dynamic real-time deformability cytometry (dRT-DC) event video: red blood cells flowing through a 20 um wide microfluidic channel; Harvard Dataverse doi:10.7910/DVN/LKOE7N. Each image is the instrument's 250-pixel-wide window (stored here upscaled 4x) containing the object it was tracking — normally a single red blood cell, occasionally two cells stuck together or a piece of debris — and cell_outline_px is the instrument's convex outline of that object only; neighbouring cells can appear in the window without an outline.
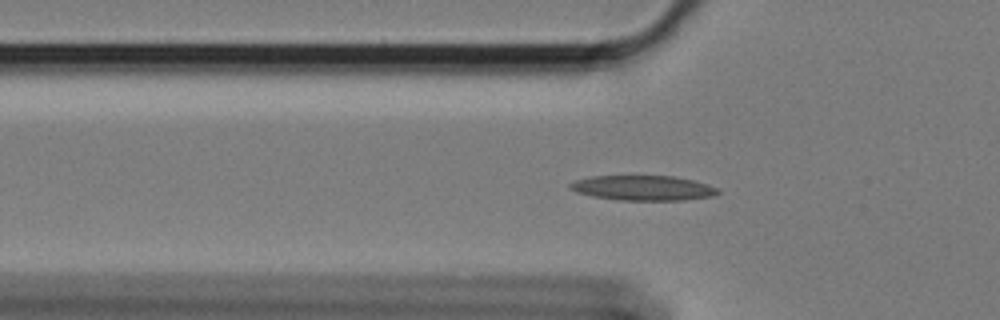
{"species": "Egyptian fruit bat (a non-hibernating species)", "species_latin": "Rousettus aegyptiacus", "temperature_condition": "cold", "stored_images_in_passage": 56, "camera_frame_rate_fps": 3000, "um_per_image_px": 0.085, "animal": {"sex": "female"}, "frame": {"image": 1, "passage_image": 15, "time_ms": 4.667, "image_size_px": [1000, 320], "cell_outline_px": [[720, 192], [712, 196], [684, 200], [616, 200], [592, 196], [576, 192], [568, 188], [568, 184], [576, 180], [592, 176], [676, 176], [708, 184], [716, 188]], "centroid_in_image_um": [54.63, 15.98], "position_along_channel_um": 71.2, "area_um2": 21.5}}
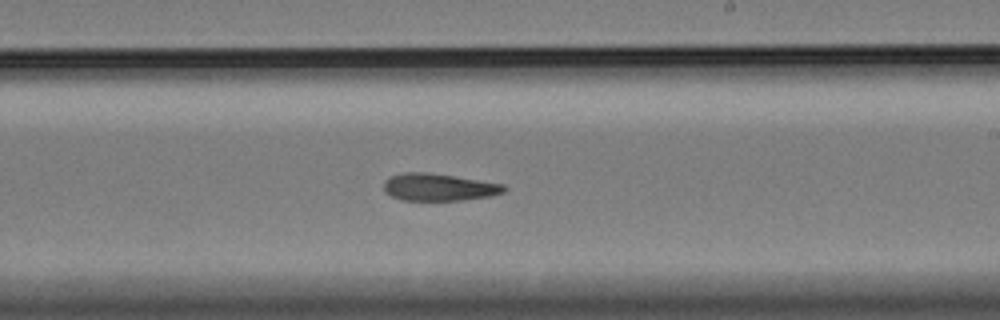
{"frame": {"image": 2, "passage_image": 31, "time_ms": 10.0, "image_size_px": [1000, 320], "cell_outline_px": [[508, 188], [504, 192], [492, 196], [464, 200], [400, 200], [392, 196], [384, 188], [384, 180], [392, 176], [404, 172], [424, 172], [452, 176], [504, 184]], "centroid_in_image_um": [37.33, 15.92], "position_along_channel_um": 251.7, "area_um2": 18.96}}
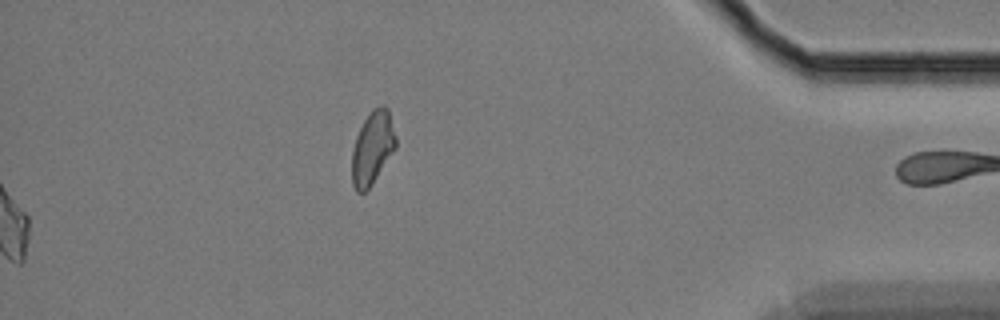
{"frame": {"image": 3, "passage_image": 56, "time_ms": 18.333, "image_size_px": [1000, 320], "cell_outline_px": [[396, 148], [372, 184], [364, 192], [356, 192], [352, 184], [352, 152], [356, 136], [364, 120], [372, 108], [380, 104], [384, 104], [388, 108], [396, 136]], "centroid_in_image_um": [31.67, 12.54], "position_along_channel_um": 403.5, "area_um2": 18.79}, "authors_computed_cell_mechanics": {"area_um2": 19.7387, "velocity_mm_per_s": 3.376, "shape_relaxation_time_tau1_ms": null, "shape_relaxation_time_tau2_ms": 6.1494, "deformation_change_tau1": null, "deformation_change_tau2": 0.1542}}